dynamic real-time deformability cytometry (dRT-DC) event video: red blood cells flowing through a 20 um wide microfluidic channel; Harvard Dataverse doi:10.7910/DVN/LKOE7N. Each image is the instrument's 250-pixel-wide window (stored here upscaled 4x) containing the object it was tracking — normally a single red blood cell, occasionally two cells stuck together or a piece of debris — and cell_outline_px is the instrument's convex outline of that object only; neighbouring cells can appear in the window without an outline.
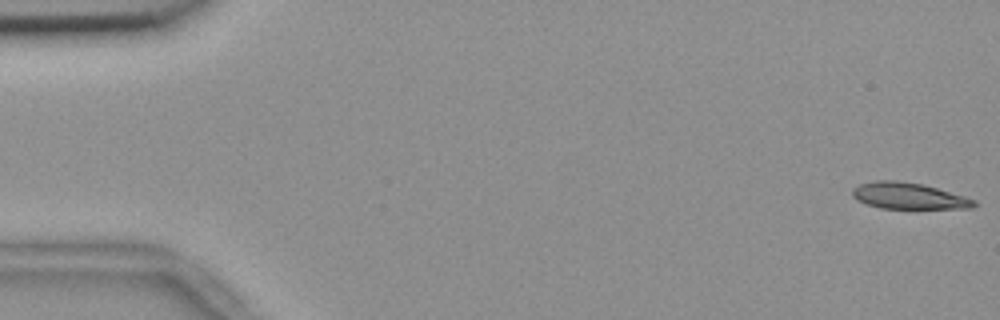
{"species": "common noctule bat (a hibernating species)", "species_latin": "Nyctalus noctula", "temperature_condition": "room temperature", "stored_images_in_passage": 55, "camera_frame_rate_fps": 3000, "um_per_image_px": 0.085, "animal": {"sex": "female", "body_mass_g": 18.4}, "frame": {"image": 1, "passage_image": 1, "time_ms": 0.0, "image_size_px": [1000, 320], "cell_outline_px": [[976, 204], [972, 208], [880, 208], [856, 200], [852, 196], [852, 188], [860, 184], [876, 180], [896, 180], [924, 184], [964, 196], [976, 200]], "centroid_in_image_um": [77.2, 16.64], "position_along_channel_um": 7.8, "area_um2": 18.61}}
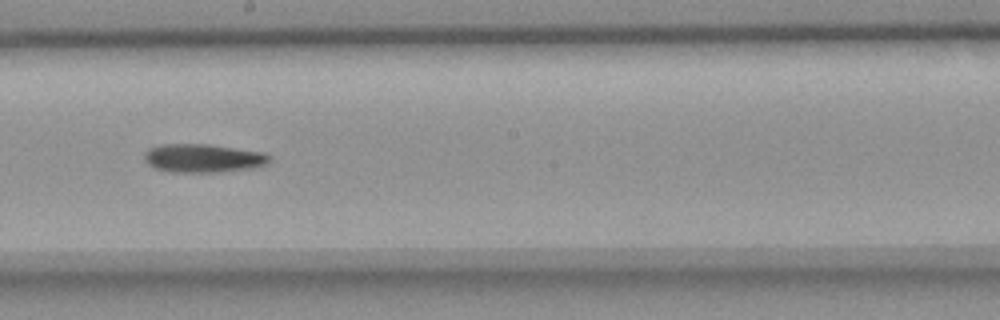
{"frame": {"image": 2, "passage_image": 31, "time_ms": 10.0, "image_size_px": [1000, 320], "cell_outline_px": [[272, 160], [256, 168], [220, 172], [172, 172], [152, 168], [144, 160], [144, 152], [148, 148], [160, 144], [208, 144], [264, 152], [272, 156]], "centroid_in_image_um": [17.26, 13.45], "position_along_channel_um": 230.9, "area_um2": 21.15}}
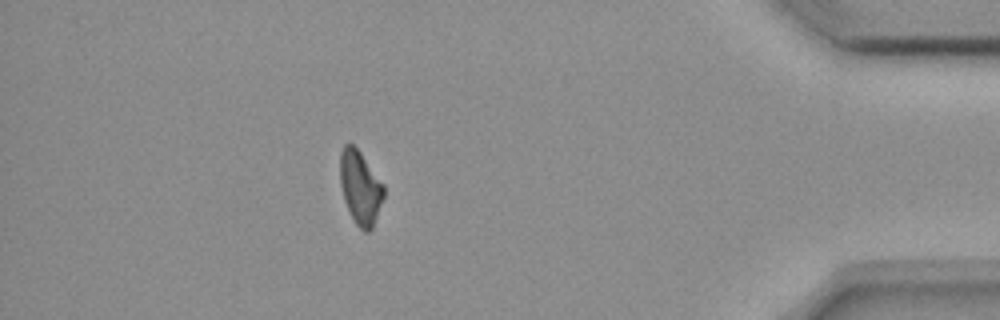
{"frame": {"image": 3, "passage_image": 49, "time_ms": 16.0, "image_size_px": [1000, 320], "cell_outline_px": [[384, 196], [372, 228], [368, 232], [364, 232], [356, 224], [344, 200], [340, 184], [340, 152], [344, 144], [352, 144], [360, 152], [384, 184]], "centroid_in_image_um": [30.62, 15.93], "position_along_channel_um": 404.6, "area_um2": 18.55}}